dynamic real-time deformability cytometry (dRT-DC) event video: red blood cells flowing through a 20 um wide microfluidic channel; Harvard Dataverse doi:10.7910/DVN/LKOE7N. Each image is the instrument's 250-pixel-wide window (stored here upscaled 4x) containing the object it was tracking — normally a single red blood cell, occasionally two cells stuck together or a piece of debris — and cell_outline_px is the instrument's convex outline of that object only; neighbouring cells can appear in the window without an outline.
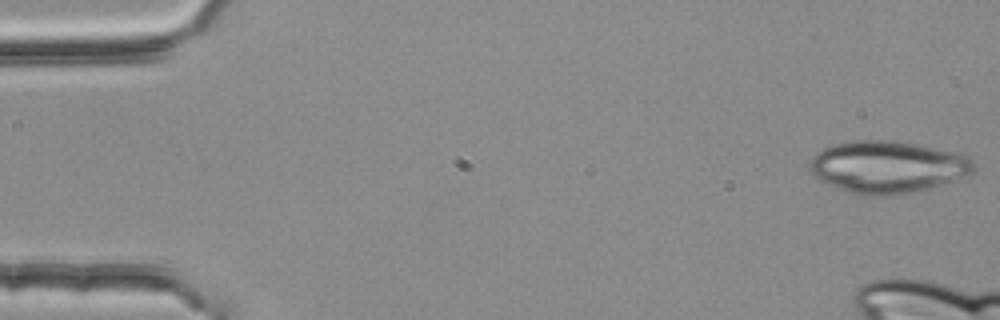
{"species": "common noctule bat (a hibernating species)", "species_latin": "Nyctalus noctula", "temperature_condition": "room temperature", "stored_images_in_passage": 4, "camera_frame_rate_fps": 3000, "um_per_image_px": 0.085, "animal": {"sex": "female", "body_mass_g": 25.1}, "frame": {"image": 1, "passage_image": 1, "time_ms": 0.0, "image_size_px": [1000, 320], "cell_outline_px": [[976, 168], [972, 172], [952, 180], [928, 188], [892, 196], [860, 196], [848, 192], [820, 180], [812, 172], [812, 156], [816, 152], [832, 144], [856, 140], [888, 140], [916, 144], [960, 152], [968, 156], [972, 160]], "centroid_in_image_um": [75.45, 14.18], "position_along_channel_um": 9.6, "area_um2": 49.59}}